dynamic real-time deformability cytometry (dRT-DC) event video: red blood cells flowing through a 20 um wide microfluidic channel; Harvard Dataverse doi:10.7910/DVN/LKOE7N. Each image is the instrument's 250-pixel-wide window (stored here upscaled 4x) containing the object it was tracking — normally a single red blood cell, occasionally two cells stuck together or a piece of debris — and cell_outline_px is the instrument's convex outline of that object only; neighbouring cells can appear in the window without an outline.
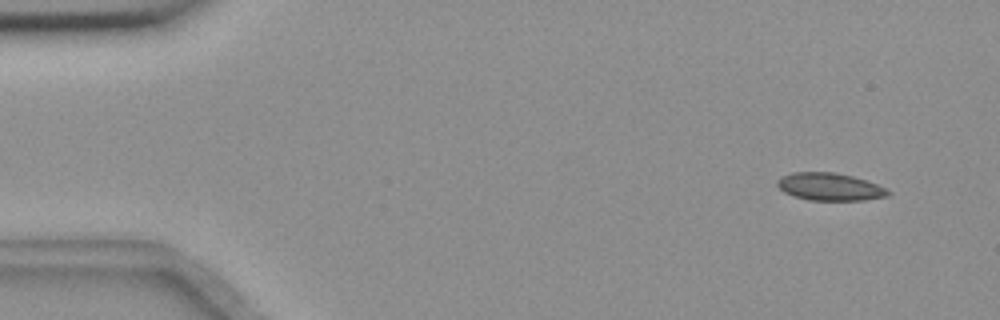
{"species": "common noctule bat (a hibernating species)", "species_latin": "Nyctalus noctula", "temperature_condition": "room temperature", "stored_images_in_passage": 52, "camera_frame_rate_fps": 3000, "um_per_image_px": 0.085, "animal": {"sex": "female", "body_mass_g": 18.4}, "frame": {"image": 1, "passage_image": 4, "time_ms": 1.0, "image_size_px": [1000, 320], "cell_outline_px": [[892, 192], [888, 196], [864, 200], [808, 200], [784, 192], [776, 184], [776, 180], [780, 176], [792, 172], [836, 172], [852, 176], [876, 184]], "centroid_in_image_um": [70.5, 15.87], "position_along_channel_um": 14.5, "area_um2": 17.74}}
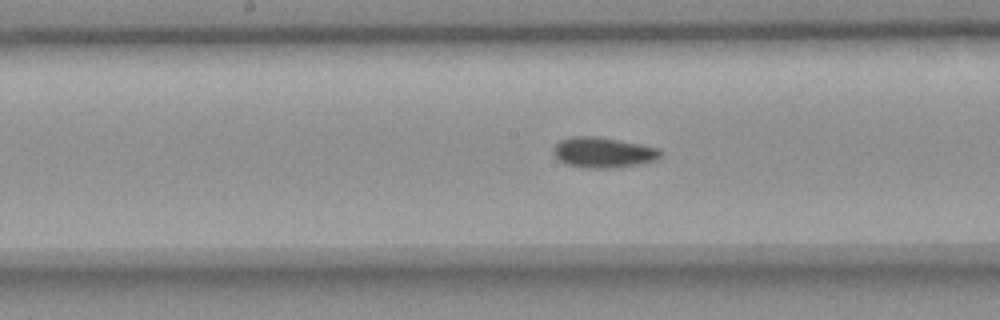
{"frame": {"image": 2, "passage_image": 28, "time_ms": 9.0, "image_size_px": [1000, 320], "cell_outline_px": [[660, 156], [656, 160], [640, 164], [612, 168], [584, 168], [568, 164], [560, 160], [552, 152], [556, 144], [560, 140], [572, 136], [596, 136], [656, 148], [660, 152]], "centroid_in_image_um": [51.22, 12.97], "position_along_channel_um": 197.0, "area_um2": 18.61}}
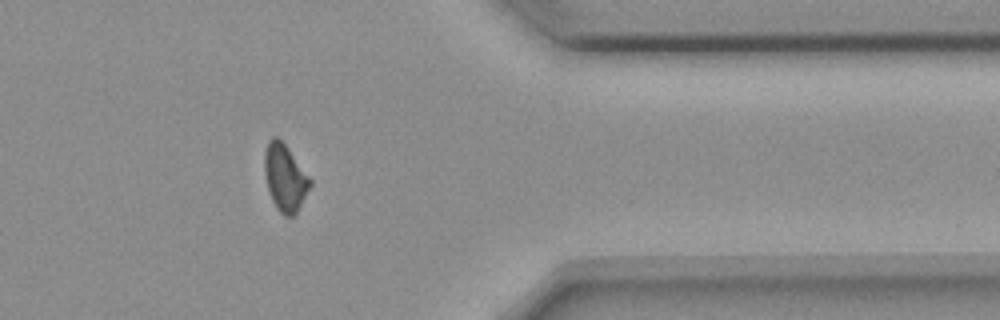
{"frame": {"image": 3, "passage_image": 45, "time_ms": 14.667, "image_size_px": [1000, 320], "cell_outline_px": [[312, 184], [296, 212], [292, 216], [284, 216], [276, 208], [268, 192], [264, 172], [264, 152], [268, 140], [272, 136], [276, 136], [284, 144], [312, 180]], "centroid_in_image_um": [24.19, 15.1], "position_along_channel_um": 387.2, "area_um2": 17.63}}